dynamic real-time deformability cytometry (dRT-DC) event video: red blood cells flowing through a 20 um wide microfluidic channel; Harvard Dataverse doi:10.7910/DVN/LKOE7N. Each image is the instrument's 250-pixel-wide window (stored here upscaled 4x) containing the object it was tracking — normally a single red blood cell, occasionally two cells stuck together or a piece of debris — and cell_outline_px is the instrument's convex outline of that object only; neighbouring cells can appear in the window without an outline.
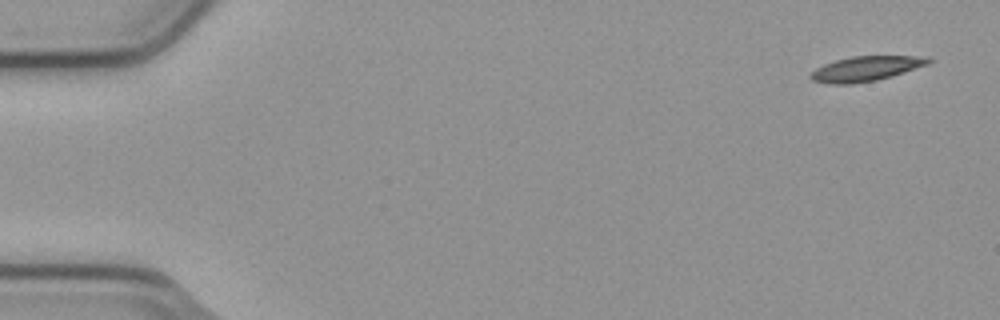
{"species": "common noctule bat (a hibernating species)", "species_latin": "Nyctalus noctula", "temperature_condition": "cold", "stored_images_in_passage": 4, "camera_frame_rate_fps": 3000, "um_per_image_px": 0.085, "animal": {"sex": "male", "body_mass_g": 23.1, "forearm_length_mm": 52.7}, "frame": {"image": 1, "passage_image": 1, "time_ms": 0.0, "image_size_px": [1000, 320], "cell_outline_px": [[936, 60], [928, 64], [892, 76], [876, 80], [852, 84], [832, 84], [812, 80], [808, 76], [816, 68], [824, 64], [836, 60], [852, 56], [928, 56]], "centroid_in_image_um": [73.64, 5.83], "position_along_channel_um": 11.4, "area_um2": 17.11}}
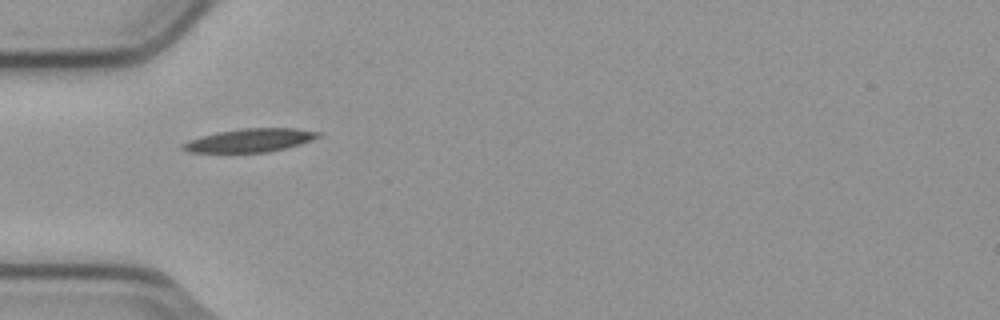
{"frame": {"image": 2, "passage_image": 4, "time_ms": 1.0, "image_size_px": [1000, 320], "cell_outline_px": [[324, 132], [320, 136], [312, 140], [300, 144], [268, 152], [188, 152], [180, 148], [180, 144], [188, 140], [216, 132], [244, 128], [296, 128]], "centroid_in_image_um": [21.25, 11.92], "position_along_channel_um": 63.7, "area_um2": 18.5}}